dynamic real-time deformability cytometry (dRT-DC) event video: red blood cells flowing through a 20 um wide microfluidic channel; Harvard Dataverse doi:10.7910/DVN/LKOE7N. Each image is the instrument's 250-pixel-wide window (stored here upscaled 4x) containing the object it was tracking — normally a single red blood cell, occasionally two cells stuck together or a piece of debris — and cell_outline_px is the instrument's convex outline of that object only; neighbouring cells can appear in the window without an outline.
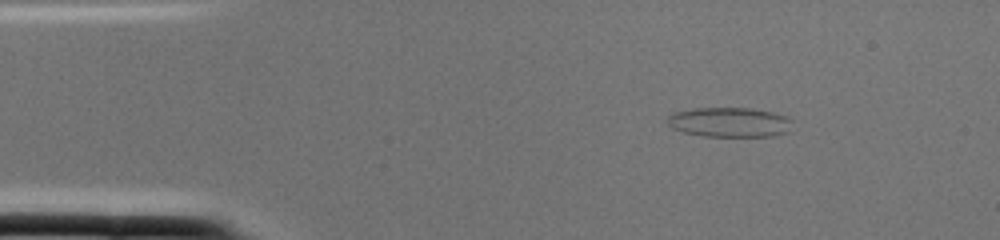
{"species": "common noctule bat (a hibernating species)", "species_latin": "Nyctalus noctula", "temperature_condition": "cold", "stored_images_in_passage": 1, "camera_frame_rate_fps": 3000, "um_per_image_px": 0.085, "animal": {"sex": "female", "body_mass_g": 22.0, "forearm_length_mm": 56.7}, "frame": {"image": 1, "passage_image": 1, "time_ms": 0.0, "image_size_px": [1000, 240], "cell_outline_px": [[792, 120], [788, 132], [772, 136], [704, 136], [684, 132], [672, 128], [664, 120], [672, 112], [692, 108], [752, 108], [772, 112], [788, 116]], "centroid_in_image_um": [61.98, 10.38], "position_along_channel_um": 23.0, "area_um2": 21.85}}